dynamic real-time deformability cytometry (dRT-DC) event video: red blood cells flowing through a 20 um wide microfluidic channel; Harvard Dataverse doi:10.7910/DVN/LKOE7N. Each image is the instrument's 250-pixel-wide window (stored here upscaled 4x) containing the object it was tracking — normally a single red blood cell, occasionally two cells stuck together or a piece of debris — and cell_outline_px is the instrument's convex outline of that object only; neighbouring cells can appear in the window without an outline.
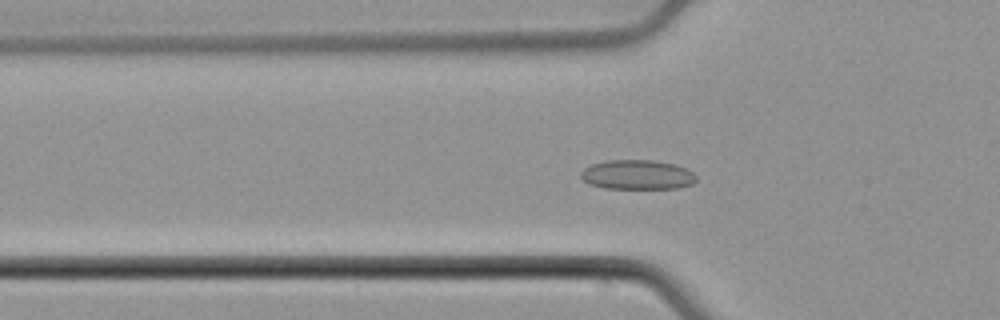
{"species": "common noctule bat (a hibernating species)", "species_latin": "Nyctalus noctula", "temperature_condition": "cold", "stored_images_in_passage": 57, "camera_frame_rate_fps": 3000, "um_per_image_px": 0.085, "animal": {"sex": "male", "body_mass_g": 21.5, "forearm_length_mm": 52.0}, "frame": {"image": 1, "passage_image": 20, "time_ms": 6.333, "image_size_px": [1000, 320], "cell_outline_px": [[696, 180], [692, 184], [680, 188], [604, 188], [588, 184], [580, 176], [580, 172], [584, 168], [592, 164], [604, 160], [652, 160], [676, 164], [692, 172], [696, 176]], "centroid_in_image_um": [54.15, 14.85], "position_along_channel_um": 71.6, "area_um2": 19.94}}
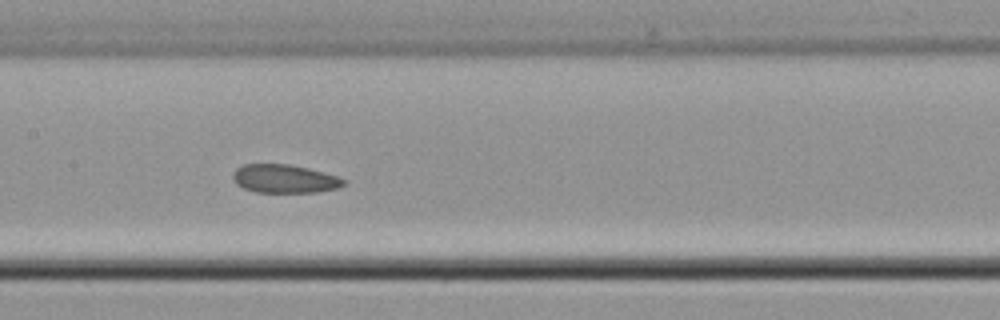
{"frame": {"image": 2, "passage_image": 29, "time_ms": 9.333, "image_size_px": [1000, 320], "cell_outline_px": [[348, 180], [344, 184], [336, 188], [316, 192], [256, 192], [244, 188], [236, 184], [232, 176], [236, 168], [244, 164], [288, 164], [308, 168], [336, 176]], "centroid_in_image_um": [24.16, 15.19], "position_along_channel_um": 183.2, "area_um2": 18.21}}
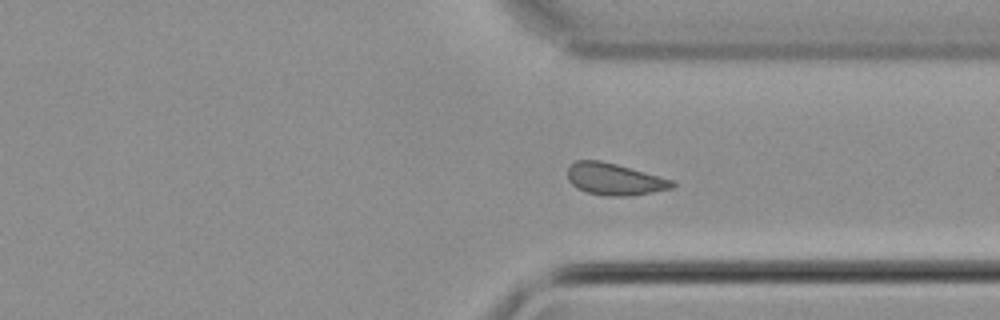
{"frame": {"image": 3, "passage_image": 43, "time_ms": 14.0, "image_size_px": [1000, 320], "cell_outline_px": [[676, 184], [672, 188], [652, 192], [628, 196], [604, 196], [588, 192], [576, 188], [568, 180], [568, 164], [576, 160], [600, 160], [616, 164], [672, 180]], "centroid_in_image_um": [52.18, 15.23], "position_along_channel_um": 359.2, "area_um2": 19.31}}